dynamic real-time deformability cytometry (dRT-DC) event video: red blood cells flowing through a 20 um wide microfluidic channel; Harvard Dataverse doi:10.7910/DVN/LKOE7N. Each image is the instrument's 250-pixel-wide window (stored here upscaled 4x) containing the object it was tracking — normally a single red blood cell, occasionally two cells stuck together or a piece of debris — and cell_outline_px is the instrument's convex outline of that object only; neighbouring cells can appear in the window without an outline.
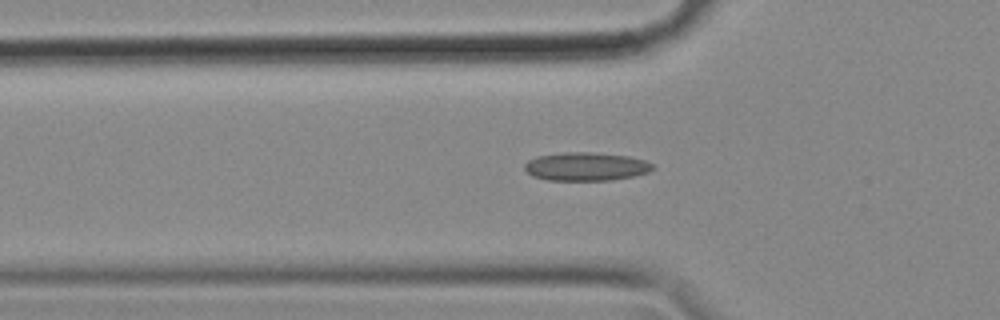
{"species": "common noctule bat (a hibernating species)", "species_latin": "Nyctalus noctula", "temperature_condition": "cold", "stored_images_in_passage": 57, "camera_frame_rate_fps": 3000, "um_per_image_px": 0.085, "animal": {"sex": "female", "body_mass_g": 18.4}, "frame": {"image": 1, "passage_image": 18, "time_ms": 5.667, "image_size_px": [1000, 320], "cell_outline_px": [[656, 168], [648, 172], [632, 176], [612, 180], [548, 180], [532, 176], [524, 168], [524, 164], [528, 160], [536, 156], [564, 152], [588, 152], [628, 156], [644, 160], [652, 164]], "centroid_in_image_um": [49.79, 14.15], "position_along_channel_um": 76.0, "area_um2": 21.15}}
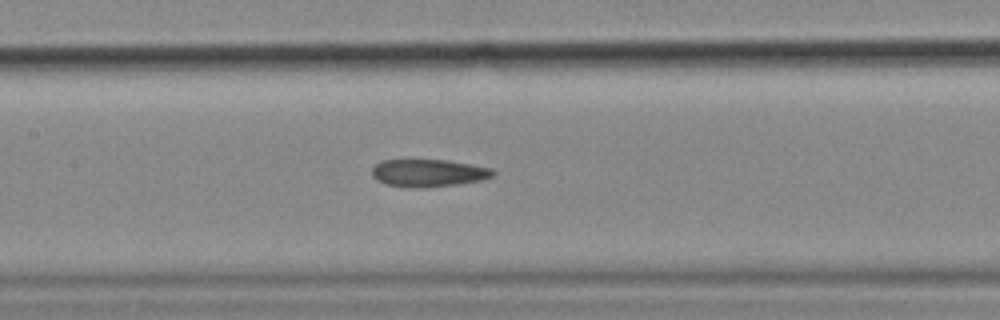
{"frame": {"image": 2, "passage_image": 26, "time_ms": 8.333, "image_size_px": [1000, 320], "cell_outline_px": [[496, 172], [492, 176], [480, 180], [456, 184], [424, 188], [408, 188], [384, 184], [376, 180], [372, 176], [372, 168], [380, 160], [444, 160], [492, 168]], "centroid_in_image_um": [36.35, 14.71], "position_along_channel_um": 171.0, "area_um2": 19.42}}
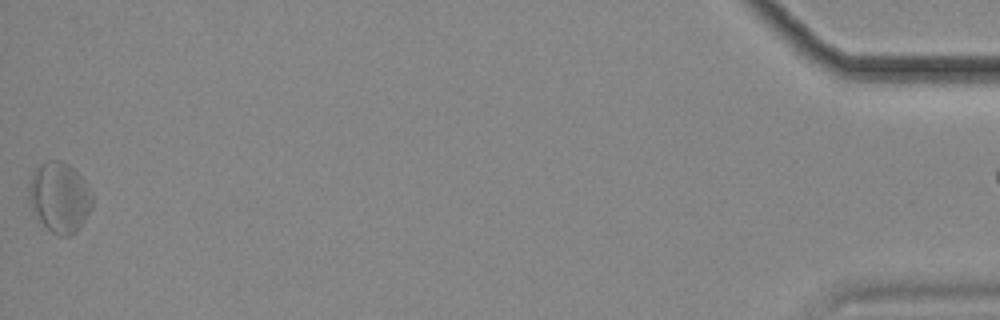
{"frame": {"image": 3, "passage_image": 56, "time_ms": 18.333, "image_size_px": [1000, 320], "cell_outline_px": [[92, 208], [76, 232], [68, 236], [60, 236], [52, 232], [32, 212], [28, 200], [28, 184], [32, 172], [40, 164], [52, 160], [60, 160], [68, 164], [84, 180], [92, 196]], "centroid_in_image_um": [5.02, 16.77], "position_along_channel_um": 430.2, "area_um2": 25.89}}